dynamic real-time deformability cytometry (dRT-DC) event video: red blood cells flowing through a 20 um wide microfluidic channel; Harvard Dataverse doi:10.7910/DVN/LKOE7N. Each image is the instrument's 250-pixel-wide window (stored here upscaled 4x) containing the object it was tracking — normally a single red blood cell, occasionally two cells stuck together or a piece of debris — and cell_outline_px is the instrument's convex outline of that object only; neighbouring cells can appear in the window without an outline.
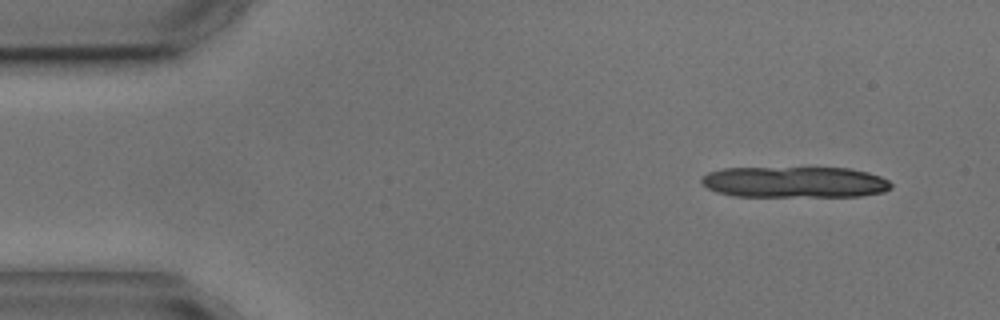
{"species": "common noctule bat (a hibernating species)", "species_latin": "Nyctalus noctula", "temperature_condition": "cold", "stored_images_in_passage": 4, "camera_frame_rate_fps": 3000, "um_per_image_px": 0.085, "animal": {"sex": "male", "body_mass_g": 17.9, "forearm_length_mm": 54.2}, "frame": {"image": 1, "passage_image": 1, "time_ms": 0.0, "image_size_px": [1000, 320], "cell_outline_px": [[892, 188], [884, 192], [860, 196], [736, 196], [716, 192], [708, 188], [700, 180], [700, 176], [708, 172], [724, 168], [848, 168], [868, 172], [880, 176], [888, 180], [892, 184]], "centroid_in_image_um": [67.55, 15.48], "position_along_channel_um": 17.4, "area_um2": 34.45}}
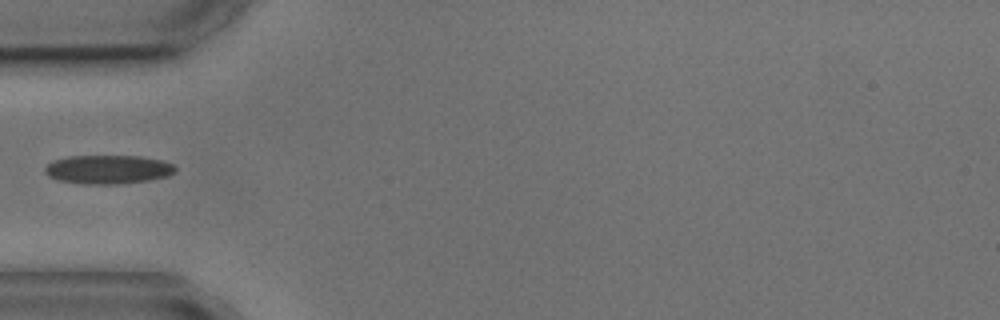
{"frame": {"image": 2, "passage_image": 4, "time_ms": 4.333, "image_size_px": [1000, 320], "cell_outline_px": [[176, 168], [168, 176], [148, 180], [120, 184], [84, 184], [60, 180], [48, 176], [44, 172], [44, 168], [52, 160], [68, 156], [140, 156], [160, 160], [172, 164]], "centroid_in_image_um": [9.14, 14.4], "position_along_channel_um": 75.9, "area_um2": 21.79}}